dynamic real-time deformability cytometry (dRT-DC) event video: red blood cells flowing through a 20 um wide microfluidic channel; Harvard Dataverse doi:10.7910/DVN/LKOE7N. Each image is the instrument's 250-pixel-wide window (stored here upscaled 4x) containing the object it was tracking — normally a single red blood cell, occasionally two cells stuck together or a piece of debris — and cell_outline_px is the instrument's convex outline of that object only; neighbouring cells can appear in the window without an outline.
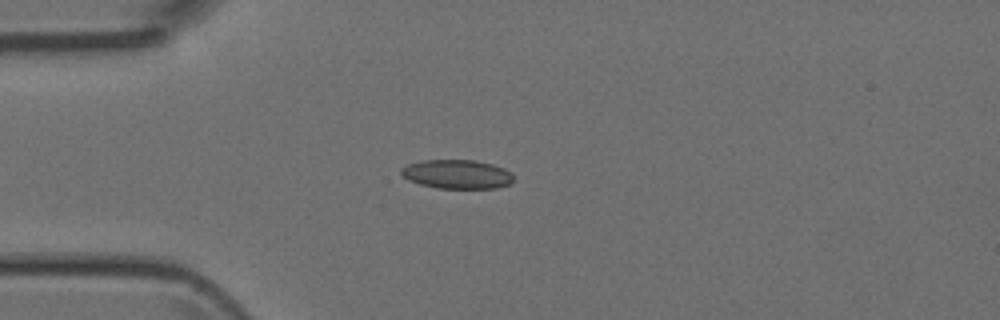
{"species": "Egyptian fruit bat (a non-hibernating species)", "species_latin": "Rousettus aegyptiacus", "temperature_condition": "room temperature", "stored_images_in_passage": 36, "camera_frame_rate_fps": 3000, "um_per_image_px": 0.085, "animal": {"sex": "female"}, "frame": {"image": 1, "passage_image": 1, "time_ms": 0.0, "image_size_px": [1000, 320], "cell_outline_px": [[512, 184], [496, 188], [436, 188], [420, 184], [408, 180], [400, 172], [400, 168], [408, 164], [424, 160], [476, 160], [492, 164], [504, 168], [512, 172]], "centroid_in_image_um": [38.86, 14.81], "position_along_channel_um": 46.1, "area_um2": 19.07}}
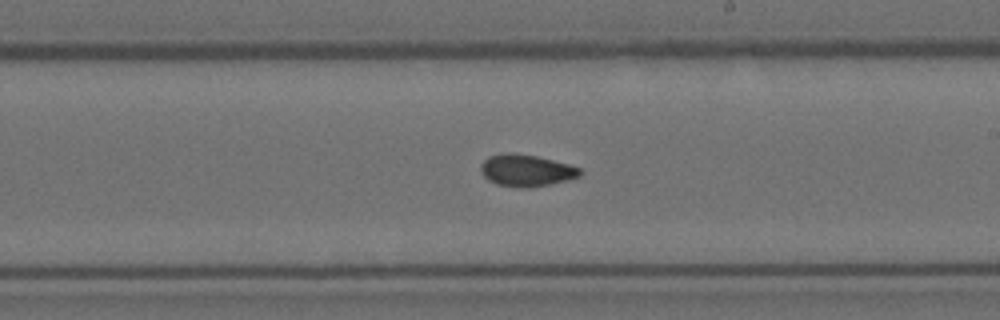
{"frame": {"image": 2, "passage_image": 16, "time_ms": 5.0, "image_size_px": [1000, 320], "cell_outline_px": [[580, 176], [568, 180], [552, 184], [528, 188], [520, 188], [496, 184], [488, 180], [484, 176], [480, 168], [480, 164], [488, 156], [512, 152], [536, 156], [568, 164], [580, 168]], "centroid_in_image_um": [44.71, 14.5], "position_along_channel_um": 244.3, "area_um2": 18.44}}
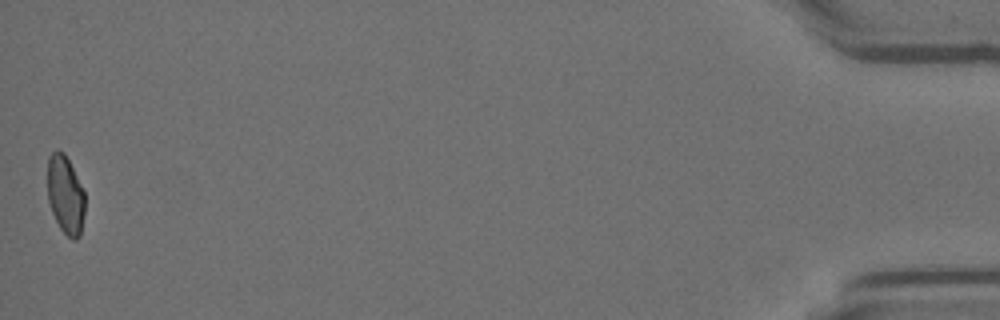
{"frame": {"image": 3, "passage_image": 36, "time_ms": 11.667, "image_size_px": [1000, 320], "cell_outline_px": [[84, 216], [80, 236], [76, 240], [72, 240], [60, 228], [52, 212], [48, 200], [48, 156], [52, 152], [64, 152], [84, 192]], "centroid_in_image_um": [5.56, 16.6], "position_along_channel_um": 429.6, "area_um2": 16.82}}